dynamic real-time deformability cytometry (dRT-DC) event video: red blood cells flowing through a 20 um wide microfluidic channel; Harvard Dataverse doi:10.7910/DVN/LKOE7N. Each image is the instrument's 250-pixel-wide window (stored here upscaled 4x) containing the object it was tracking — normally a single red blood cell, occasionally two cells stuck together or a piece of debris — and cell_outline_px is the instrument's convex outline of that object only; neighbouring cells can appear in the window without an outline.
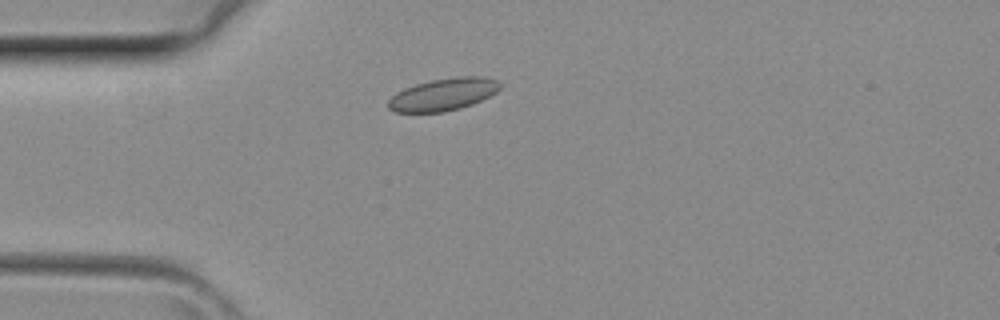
{"species": "common noctule bat (a hibernating species)", "species_latin": "Nyctalus noctula", "temperature_condition": "room temperature", "stored_images_in_passage": 2, "camera_frame_rate_fps": 3000, "um_per_image_px": 0.085, "animal": {"sex": "female", "body_mass_g": 29.2, "forearm_length_mm": 56.3}, "frame": {"image": 1, "passage_image": 2, "time_ms": 0.333, "image_size_px": [1000, 320], "cell_outline_px": [[500, 88], [496, 92], [472, 104], [460, 108], [444, 112], [396, 112], [388, 108], [388, 100], [396, 92], [404, 88], [416, 84], [432, 80], [456, 76], [484, 76], [496, 80], [500, 84]], "centroid_in_image_um": [37.66, 8.02], "position_along_channel_um": 47.3, "area_um2": 20.98}}